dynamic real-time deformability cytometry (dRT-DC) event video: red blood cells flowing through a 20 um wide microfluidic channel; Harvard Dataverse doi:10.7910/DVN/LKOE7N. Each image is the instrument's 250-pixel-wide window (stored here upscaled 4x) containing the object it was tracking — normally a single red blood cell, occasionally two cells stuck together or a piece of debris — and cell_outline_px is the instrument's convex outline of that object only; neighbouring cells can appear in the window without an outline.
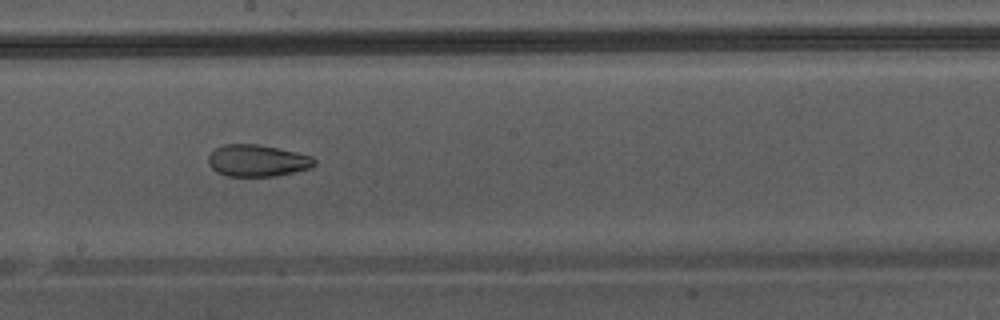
{"species": "Egyptian fruit bat (a non-hibernating species)", "species_latin": "Rousettus aegyptiacus", "temperature_condition": "warm", "stored_images_in_passage": 34, "camera_frame_rate_fps": 3000, "um_per_image_px": 0.085, "animal": {"sex": "male"}, "frame": {"image": 1, "passage_image": 15, "time_ms": 4.667, "image_size_px": [1000, 320], "cell_outline_px": [[316, 164], [312, 168], [276, 176], [224, 176], [216, 172], [208, 164], [208, 156], [216, 148], [224, 144], [256, 144], [296, 152], [312, 156], [316, 160]], "centroid_in_image_um": [21.87, 13.66], "position_along_channel_um": 226.3, "area_um2": 19.77}}